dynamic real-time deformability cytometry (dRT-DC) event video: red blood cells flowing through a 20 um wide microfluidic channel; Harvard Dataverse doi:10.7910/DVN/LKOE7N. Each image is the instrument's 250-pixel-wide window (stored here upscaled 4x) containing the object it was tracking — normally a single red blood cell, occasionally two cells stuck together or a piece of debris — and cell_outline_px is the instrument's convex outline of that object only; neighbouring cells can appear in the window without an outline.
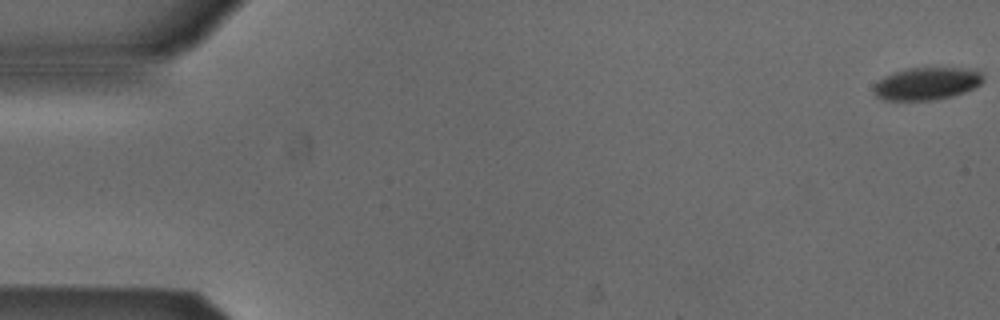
{"species": "Egyptian fruit bat (a non-hibernating species)", "species_latin": "Rousettus aegyptiacus", "temperature_condition": "cold", "stored_images_in_passage": 54, "camera_frame_rate_fps": 3000, "um_per_image_px": 0.085, "animal": {"sex": "male"}, "frame": {"image": 1, "passage_image": 1, "time_ms": 0.0, "image_size_px": [1000, 320], "cell_outline_px": [[984, 80], [980, 84], [964, 92], [952, 96], [936, 100], [884, 100], [876, 96], [872, 92], [876, 84], [884, 76], [908, 68], [960, 68], [980, 72], [984, 76]], "centroid_in_image_um": [78.76, 7.12], "position_along_channel_um": 6.2, "area_um2": 20.52}}
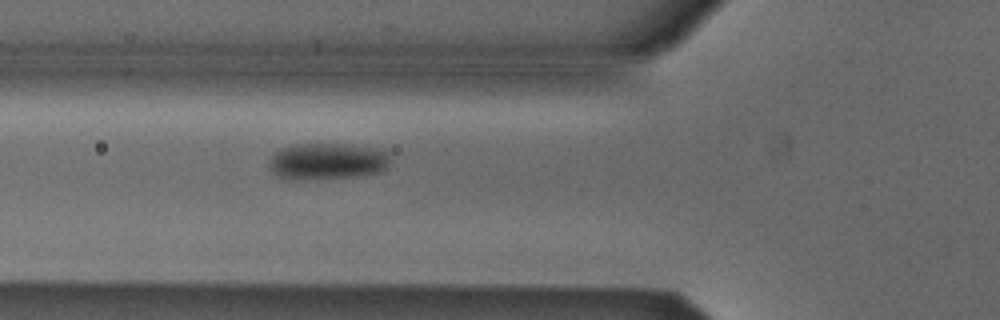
{"frame": {"image": 2, "passage_image": 20, "time_ms": 6.333, "image_size_px": [1000, 320], "cell_outline_px": [[388, 168], [380, 172], [352, 176], [296, 180], [280, 176], [272, 168], [272, 156], [276, 152], [284, 148], [296, 144], [348, 144], [380, 148], [388, 152]], "centroid_in_image_um": [27.92, 13.69], "position_along_channel_um": 97.9, "area_um2": 25.26}}
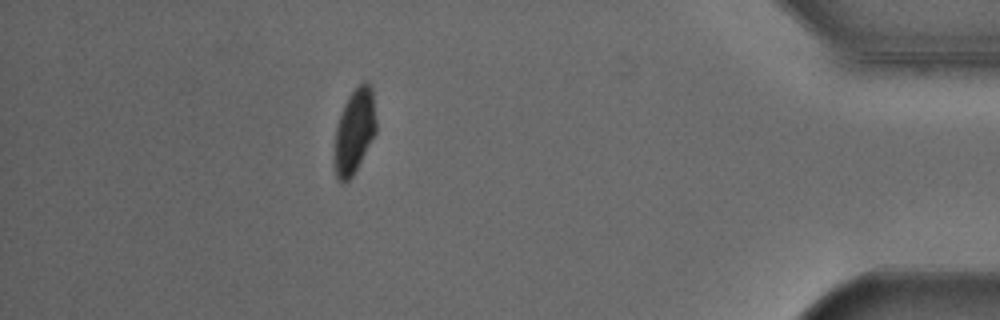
{"frame": {"image": 3, "passage_image": 48, "time_ms": 15.667, "image_size_px": [1000, 320], "cell_outline_px": [[376, 132], [352, 176], [344, 184], [340, 184], [336, 180], [332, 160], [336, 128], [344, 104], [348, 96], [364, 80], [368, 80], [372, 84], [376, 120]], "centroid_in_image_um": [30.1, 11.18], "position_along_channel_um": 405.1, "area_um2": 21.04}, "authors_computed_cell_mechanics": {"area_um2": 22.9177, "velocity_mm_per_s": 3.8378, "shape_relaxation_time_tau1_ms": 4.6803, "shape_relaxation_time_tau2_ms": null, "deformation_change_tau1": 0.1372, "deformation_change_tau2": null}}